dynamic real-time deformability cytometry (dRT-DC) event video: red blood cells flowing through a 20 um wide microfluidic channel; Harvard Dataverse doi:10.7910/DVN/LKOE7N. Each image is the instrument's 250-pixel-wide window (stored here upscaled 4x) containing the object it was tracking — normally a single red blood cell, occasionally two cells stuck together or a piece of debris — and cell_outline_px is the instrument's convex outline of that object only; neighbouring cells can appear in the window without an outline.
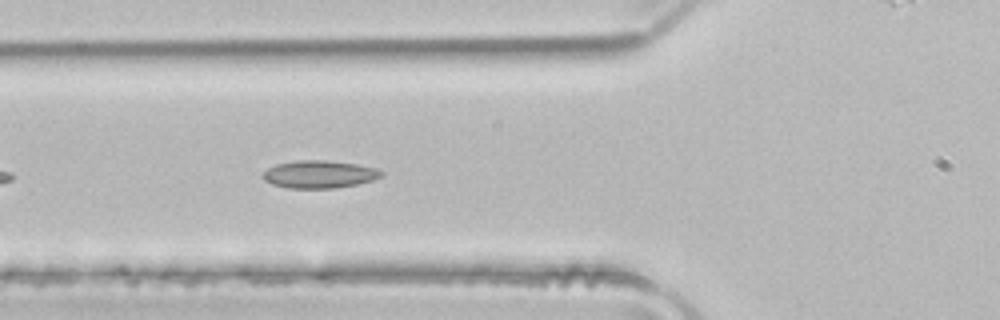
{"species": "common noctule bat (a hibernating species)", "species_latin": "Nyctalus noctula", "temperature_condition": "room temperature", "stored_images_in_passage": 39, "camera_frame_rate_fps": 3000, "um_per_image_px": 0.085, "animal": {"sex": "male", "body_mass_g": 21.5, "forearm_length_mm": 52.0}, "frame": {"image": 1, "passage_image": 6, "time_ms": 1.667, "image_size_px": [1000, 320], "cell_outline_px": [[384, 176], [372, 180], [356, 184], [332, 188], [288, 188], [272, 184], [264, 180], [264, 172], [268, 168], [276, 164], [296, 160], [324, 160], [356, 164], [376, 168], [384, 172]], "centroid_in_image_um": [27.15, 14.81], "position_along_channel_um": 98.6, "area_um2": 18.96}}
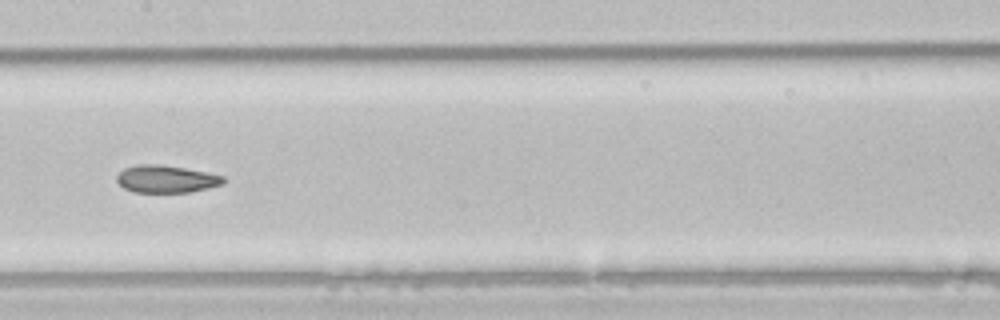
{"frame": {"image": 2, "passage_image": 13, "time_ms": 4.0, "image_size_px": [1000, 320], "cell_outline_px": [[228, 180], [224, 184], [208, 188], [188, 192], [132, 192], [124, 188], [116, 180], [116, 176], [124, 168], [136, 164], [160, 164], [208, 172], [224, 176]], "centroid_in_image_um": [14.15, 15.21], "position_along_channel_um": 193.2, "area_um2": 17.22}}
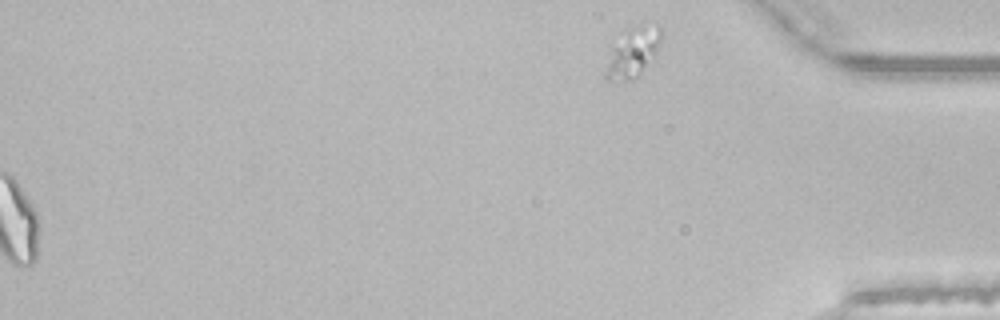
{"frame": {"image": 3, "passage_image": 39, "time_ms": 12.667, "image_size_px": [1000, 320], "cell_outline_px": [[664, 36], [656, 52], [640, 76], [632, 80], [608, 80], [604, 76], [604, 72], [612, 48], [632, 28], [640, 24], [656, 24], [660, 28]], "centroid_in_image_um": [53.85, 4.48], "position_along_channel_um": 381.3, "area_um2": 15.66}, "authors_computed_cell_mechanics": {"area_um2": 17.8024, "velocity_mm_per_s": 4.0213, "shape_relaxation_time_tau1_ms": 11.2536, "shape_relaxation_time_tau2_ms": 2.1385, "deformation_change_tau1": 0.2135, "deformation_change_tau2": 0.0749}}